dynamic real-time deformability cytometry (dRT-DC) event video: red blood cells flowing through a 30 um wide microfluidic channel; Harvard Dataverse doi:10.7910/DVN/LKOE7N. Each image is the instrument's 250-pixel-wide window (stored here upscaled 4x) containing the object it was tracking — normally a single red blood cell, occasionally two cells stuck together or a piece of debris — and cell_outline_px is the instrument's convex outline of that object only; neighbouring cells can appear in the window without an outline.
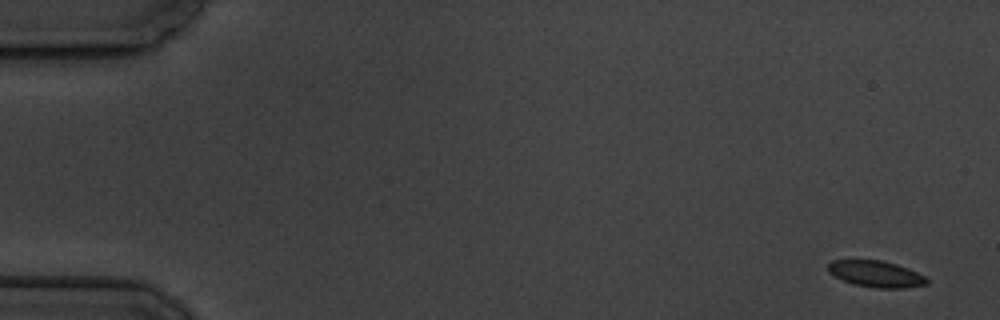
{"species": "common noctule bat (a hibernating species)", "species_latin": "Nyctalus noctula", "temperature_condition": "cold", "stored_images_in_passage": 4, "camera_frame_rate_fps": 3000, "um_per_image_px": 0.085, "animal": {"sex": "male", "body_mass_g": 19.5, "forearm_length_mm": 54.6}, "frame": {"image": 1, "passage_image": 1, "time_ms": 0.0, "image_size_px": [1000, 320], "cell_outline_px": [[928, 284], [904, 288], [876, 288], [852, 284], [828, 272], [828, 264], [832, 260], [880, 260], [896, 264], [908, 268], [924, 276], [928, 280]], "centroid_in_image_um": [74.46, 23.29], "position_along_channel_um": 10.5, "area_um2": 15.09}}